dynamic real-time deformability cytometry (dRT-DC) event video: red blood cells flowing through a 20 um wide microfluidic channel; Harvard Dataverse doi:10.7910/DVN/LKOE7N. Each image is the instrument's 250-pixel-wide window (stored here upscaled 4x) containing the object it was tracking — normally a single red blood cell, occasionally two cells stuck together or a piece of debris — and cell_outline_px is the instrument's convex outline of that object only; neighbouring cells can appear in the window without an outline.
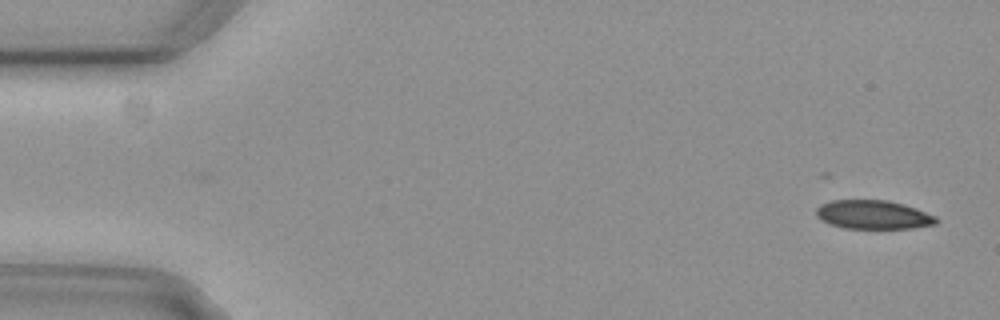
{"species": "common noctule bat (a hibernating species)", "species_latin": "Nyctalus noctula", "temperature_condition": "cold", "stored_images_in_passage": 5, "camera_frame_rate_fps": 3000, "um_per_image_px": 0.085, "animal": {"sex": "female", "body_mass_g": 29.2, "forearm_length_mm": 56.3}, "frame": {"image": 1, "passage_image": 1, "time_ms": 0.0, "image_size_px": [1000, 320], "cell_outline_px": [[940, 220], [936, 224], [912, 228], [844, 228], [828, 224], [820, 220], [816, 216], [816, 208], [820, 204], [832, 200], [888, 200], [904, 204], [916, 208], [936, 216]], "centroid_in_image_um": [74.21, 18.25], "position_along_channel_um": 10.8, "area_um2": 20.35}}